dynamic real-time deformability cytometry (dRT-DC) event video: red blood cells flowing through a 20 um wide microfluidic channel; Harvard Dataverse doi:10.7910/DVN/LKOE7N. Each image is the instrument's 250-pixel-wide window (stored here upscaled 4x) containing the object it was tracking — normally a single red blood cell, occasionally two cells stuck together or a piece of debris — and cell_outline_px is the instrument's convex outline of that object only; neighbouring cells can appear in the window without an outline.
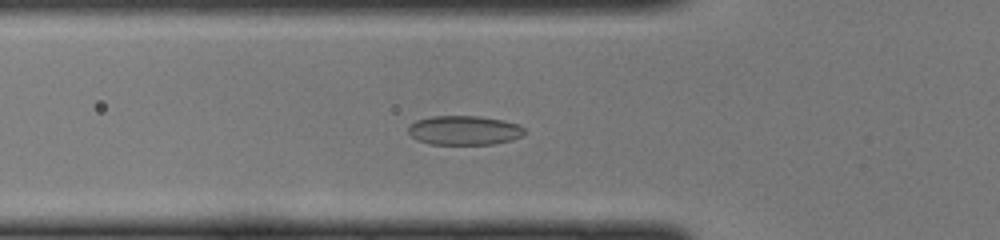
{"species": "common noctule bat (a hibernating species)", "species_latin": "Nyctalus noctula", "temperature_condition": "cold", "stored_images_in_passage": 47, "camera_frame_rate_fps": 3000, "um_per_image_px": 0.085, "animal": {"sex": "female", "body_mass_g": 22.0, "forearm_length_mm": 56.7}, "frame": {"image": 1, "passage_image": 16, "time_ms": 5.0, "image_size_px": [1000, 240], "cell_outline_px": [[524, 136], [512, 140], [492, 144], [428, 144], [416, 140], [408, 132], [408, 124], [416, 120], [432, 116], [480, 116], [504, 120], [516, 124], [524, 128]], "centroid_in_image_um": [39.43, 11.08], "position_along_channel_um": 86.4, "area_um2": 20.0}}
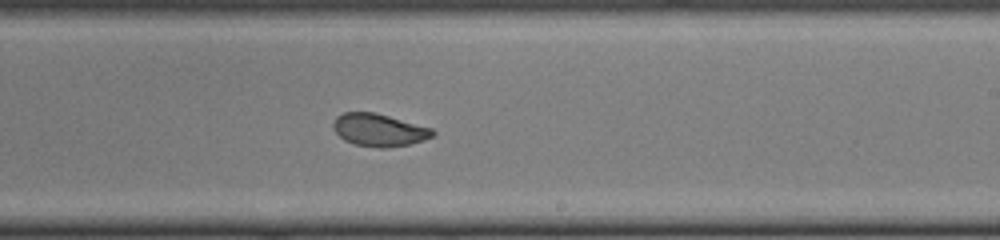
{"frame": {"image": 2, "passage_image": 28, "time_ms": 9.0, "image_size_px": [1000, 240], "cell_outline_px": [[436, 132], [432, 136], [424, 140], [408, 144], [384, 148], [380, 148], [352, 144], [344, 140], [332, 128], [332, 124], [336, 116], [344, 112], [376, 112], [432, 128]], "centroid_in_image_um": [32.19, 11.04], "position_along_channel_um": 256.8, "area_um2": 18.96}}
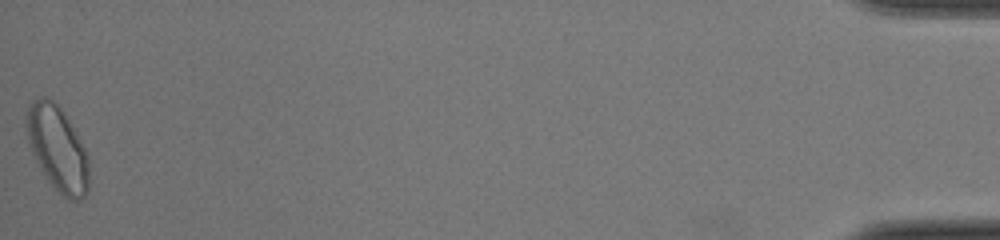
{"frame": {"image": 3, "passage_image": 47, "time_ms": 15.333, "image_size_px": [1000, 240], "cell_outline_px": [[88, 192], [80, 200], [72, 200], [64, 196], [48, 180], [32, 152], [28, 140], [24, 124], [24, 120], [28, 104], [32, 100], [40, 96], [44, 96], [52, 100], [64, 112], [76, 128], [88, 152]], "centroid_in_image_um": [4.89, 12.55], "position_along_channel_um": 430.3, "area_um2": 31.27}}